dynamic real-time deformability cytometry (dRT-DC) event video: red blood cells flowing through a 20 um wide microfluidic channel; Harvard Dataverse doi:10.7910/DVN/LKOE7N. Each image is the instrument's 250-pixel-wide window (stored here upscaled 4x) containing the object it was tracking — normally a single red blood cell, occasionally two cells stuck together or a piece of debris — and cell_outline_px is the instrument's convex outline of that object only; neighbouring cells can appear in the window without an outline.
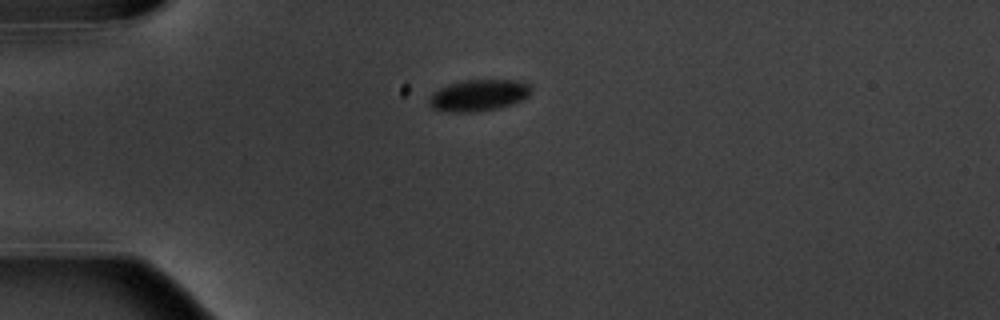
{"species": "common noctule bat (a hibernating species)", "species_latin": "Nyctalus noctula", "temperature_condition": "warm", "stored_images_in_passage": 8, "camera_frame_rate_fps": 3000, "um_per_image_px": 0.085, "animal": {"sex": "male", "body_mass_g": 20.1, "forearm_length_mm": 53.5}, "frame": {"image": 1, "passage_image": 1, "time_ms": 0.0, "image_size_px": [1000, 320], "cell_outline_px": [[532, 88], [528, 96], [512, 104], [496, 108], [472, 112], [456, 112], [432, 108], [432, 92], [448, 84], [464, 80], [520, 80], [528, 84]], "centroid_in_image_um": [40.73, 8.08], "position_along_channel_um": 44.3, "area_um2": 18.32}}
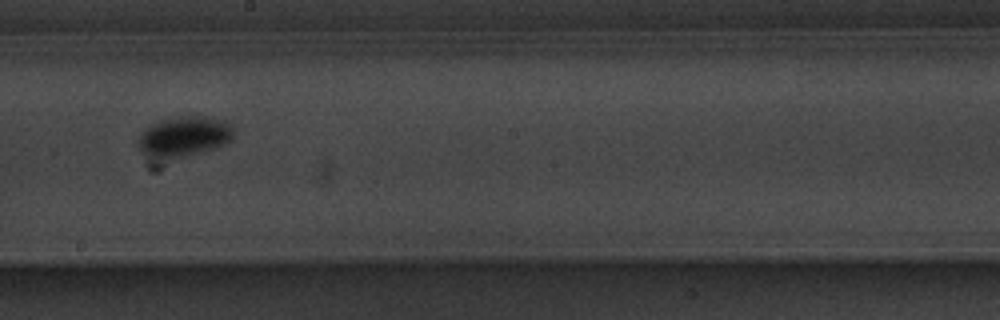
{"frame": {"image": 2, "passage_image": 6, "time_ms": 6.0, "image_size_px": [1000, 320], "cell_outline_px": [[236, 132], [232, 140], [228, 144], [216, 148], [188, 156], [172, 160], [140, 152], [136, 144], [136, 140], [140, 132], [144, 128], [152, 124], [164, 120], [184, 116], [204, 116], [224, 120]], "centroid_in_image_um": [15.66, 11.62], "position_along_channel_um": 232.5, "area_um2": 22.72}}